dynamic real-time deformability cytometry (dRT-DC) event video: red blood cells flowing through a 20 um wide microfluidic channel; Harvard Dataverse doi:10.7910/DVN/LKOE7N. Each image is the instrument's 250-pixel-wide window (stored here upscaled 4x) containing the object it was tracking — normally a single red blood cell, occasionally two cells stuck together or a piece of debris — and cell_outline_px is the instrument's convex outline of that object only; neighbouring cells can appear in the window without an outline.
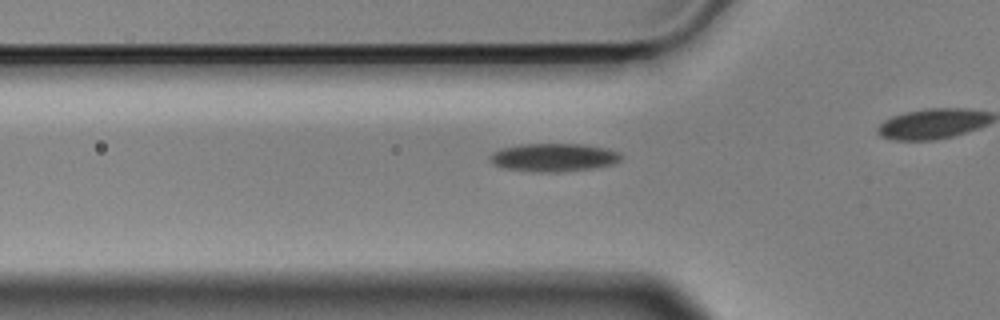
{"species": "Egyptian fruit bat (a non-hibernating species)", "species_latin": "Rousettus aegyptiacus", "temperature_condition": "cold", "stored_images_in_passage": 28, "camera_frame_rate_fps": 3000, "um_per_image_px": 0.085, "animal": {"sex": "male"}, "frame": {"image": 1, "passage_image": 2, "time_ms": 0.333, "image_size_px": [1000, 320], "cell_outline_px": [[620, 160], [612, 164], [592, 168], [556, 172], [540, 172], [504, 168], [496, 164], [492, 160], [492, 152], [500, 148], [520, 144], [580, 144], [604, 148], [620, 152]], "centroid_in_image_um": [47.07, 13.37], "position_along_channel_um": 78.7, "area_um2": 21.1}}
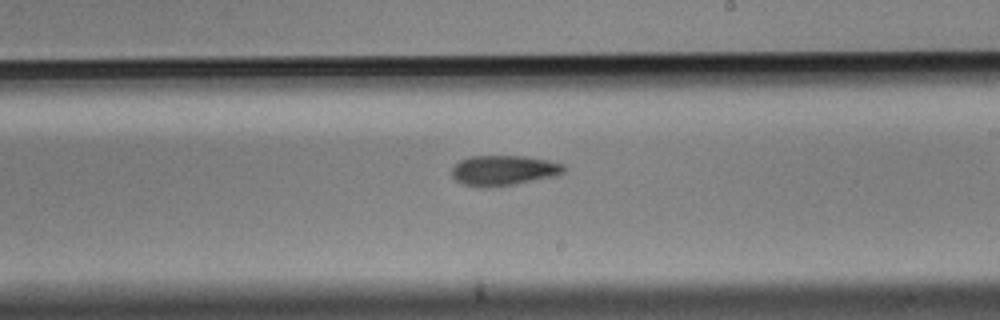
{"frame": {"image": 2, "passage_image": 16, "time_ms": 5.0, "image_size_px": [1000, 320], "cell_outline_px": [[564, 172], [556, 176], [516, 184], [464, 184], [456, 180], [452, 176], [452, 168], [460, 160], [472, 156], [524, 156], [548, 160], [564, 164]], "centroid_in_image_um": [42.87, 14.44], "position_along_channel_um": 246.1, "area_um2": 18.96}}
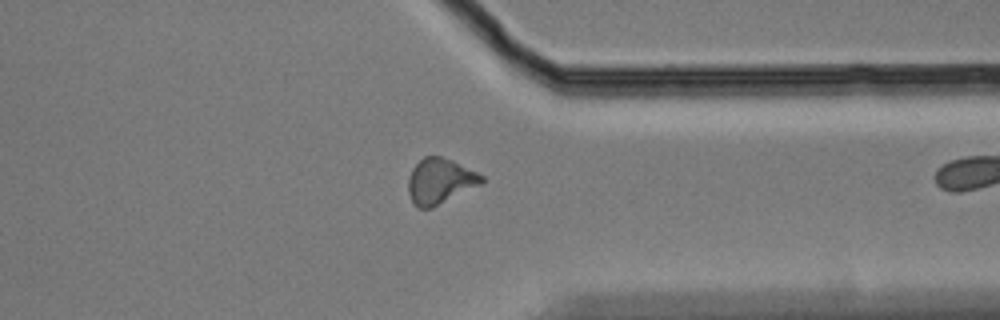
{"frame": {"image": 3, "passage_image": 27, "time_ms": 8.667, "image_size_px": [1000, 320], "cell_outline_px": [[484, 180], [480, 184], [432, 208], [420, 208], [412, 204], [408, 192], [408, 176], [412, 168], [424, 156], [440, 156], [452, 160], [484, 176]], "centroid_in_image_um": [37.35, 15.4], "position_along_channel_um": 374.0, "area_um2": 19.31}}